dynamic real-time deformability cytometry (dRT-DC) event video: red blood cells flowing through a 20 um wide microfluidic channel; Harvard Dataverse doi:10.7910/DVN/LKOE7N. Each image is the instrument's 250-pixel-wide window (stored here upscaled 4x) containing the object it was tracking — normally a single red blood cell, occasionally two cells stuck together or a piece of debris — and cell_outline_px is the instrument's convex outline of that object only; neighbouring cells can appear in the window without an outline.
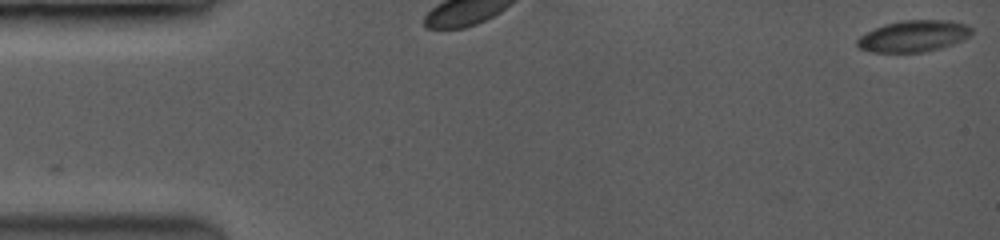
{"species": "common noctule bat (a hibernating species)", "species_latin": "Nyctalus noctula", "temperature_condition": "room temperature", "stored_images_in_passage": 17, "camera_frame_rate_fps": 3500, "um_per_image_px": 0.085, "animal": {"sex": "female", "body_mass_g": 19.0, "forearm_length_mm": 53.3}, "frame": {"image": 1, "passage_image": 1, "time_ms": 0.0, "image_size_px": [1000, 240], "cell_outline_px": [[972, 32], [968, 36], [960, 40], [936, 48], [920, 52], [876, 52], [860, 48], [856, 44], [856, 40], [860, 36], [876, 28], [888, 24], [908, 20], [936, 20], [964, 24], [972, 28]], "centroid_in_image_um": [77.6, 3.07], "position_along_channel_um": 7.4, "area_um2": 20.0}}
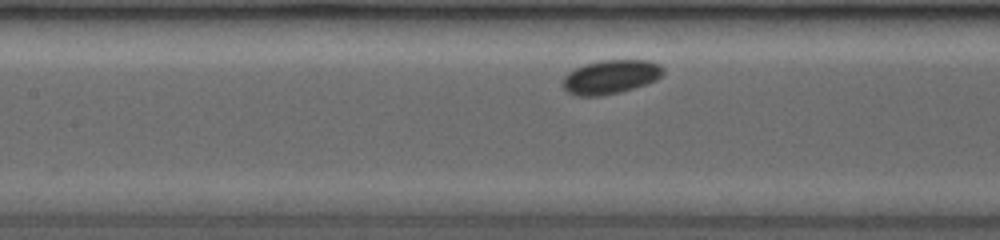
{"frame": {"image": 2, "passage_image": 10, "time_ms": 3.429, "image_size_px": [1000, 240], "cell_outline_px": [[664, 72], [656, 80], [632, 88], [616, 92], [596, 96], [580, 96], [568, 92], [564, 88], [564, 76], [568, 72], [584, 64], [600, 60], [648, 60], [660, 64], [664, 68]], "centroid_in_image_um": [51.91, 6.51], "position_along_channel_um": 155.5, "area_um2": 19.54}}
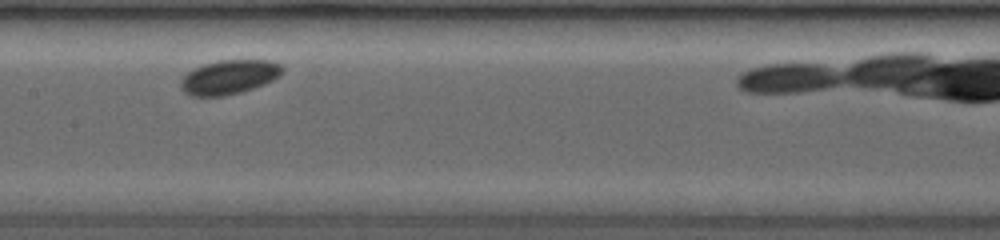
{"frame": {"image": 3, "passage_image": 12, "time_ms": 4.286, "image_size_px": [1000, 240], "cell_outline_px": [[284, 72], [280, 76], [264, 84], [252, 88], [220, 96], [192, 96], [184, 92], [180, 88], [180, 80], [192, 68], [216, 60], [272, 60], [280, 64], [284, 68]], "centroid_in_image_um": [19.47, 6.53], "position_along_channel_um": 187.9, "area_um2": 20.29}}